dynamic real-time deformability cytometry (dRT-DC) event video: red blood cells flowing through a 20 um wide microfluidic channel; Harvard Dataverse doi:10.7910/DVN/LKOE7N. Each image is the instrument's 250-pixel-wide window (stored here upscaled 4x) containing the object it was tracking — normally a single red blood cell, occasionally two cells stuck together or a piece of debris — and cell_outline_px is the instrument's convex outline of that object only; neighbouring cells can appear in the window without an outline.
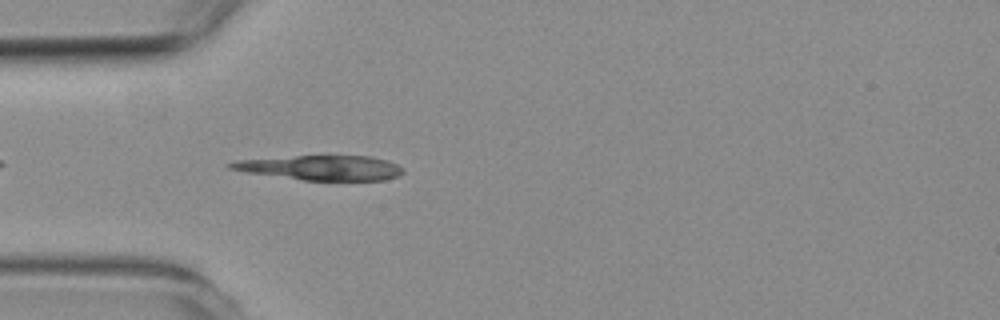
{"species": "common noctule bat (a hibernating species)", "species_latin": "Nyctalus noctula", "temperature_condition": "room temperature", "stored_images_in_passage": 1, "camera_frame_rate_fps": 3000, "um_per_image_px": 0.085, "animal": {"sex": "female", "body_mass_g": 19.3, "forearm_length_mm": 54.1}, "frame": {"image": 1, "passage_image": 1, "time_ms": 0.0, "image_size_px": [1000, 320], "cell_outline_px": [[404, 172], [400, 176], [384, 180], [304, 180], [248, 172], [228, 168], [224, 164], [236, 160], [296, 156], [368, 156], [384, 160], [396, 164]], "centroid_in_image_um": [27.27, 14.26], "position_along_channel_um": 57.7, "area_um2": 24.51}}